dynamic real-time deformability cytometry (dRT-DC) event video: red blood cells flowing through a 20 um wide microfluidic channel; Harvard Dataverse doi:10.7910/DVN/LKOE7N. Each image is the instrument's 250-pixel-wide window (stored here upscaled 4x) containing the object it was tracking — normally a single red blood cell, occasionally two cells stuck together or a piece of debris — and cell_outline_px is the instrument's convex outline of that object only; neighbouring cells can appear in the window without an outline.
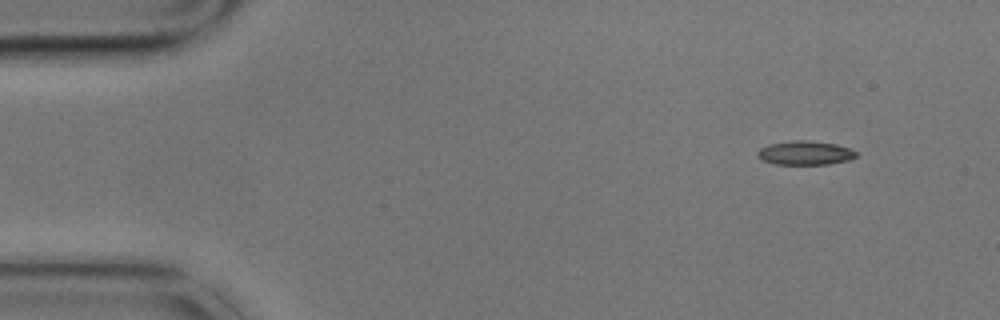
{"species": "common noctule bat (a hibernating species)", "species_latin": "Nyctalus noctula", "temperature_condition": "cold", "stored_images_in_passage": 4, "camera_frame_rate_fps": 3000, "um_per_image_px": 0.085, "animal": {"sex": "male", "body_mass_g": 17.9}, "frame": {"image": 1, "passage_image": 1, "time_ms": 0.0, "image_size_px": [1000, 320], "cell_outline_px": [[856, 156], [848, 160], [828, 164], [772, 164], [756, 156], [756, 152], [760, 148], [768, 144], [792, 140], [804, 140], [836, 144], [848, 148], [856, 152]], "centroid_in_image_um": [68.38, 12.99], "position_along_channel_um": 16.6, "area_um2": 13.7}}
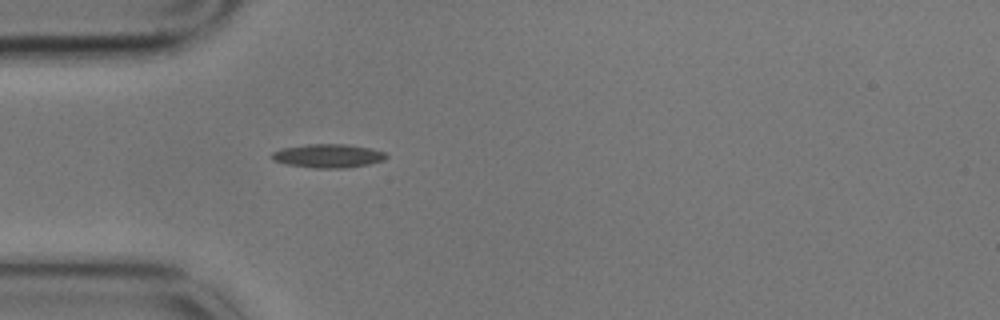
{"frame": {"image": 2, "passage_image": 4, "time_ms": 1.0, "image_size_px": [1000, 320], "cell_outline_px": [[388, 156], [384, 160], [368, 164], [344, 168], [316, 168], [284, 164], [272, 160], [268, 156], [272, 152], [280, 148], [308, 144], [344, 144], [372, 148], [384, 152]], "centroid_in_image_um": [27.83, 13.24], "position_along_channel_um": 57.2, "area_um2": 15.95}}